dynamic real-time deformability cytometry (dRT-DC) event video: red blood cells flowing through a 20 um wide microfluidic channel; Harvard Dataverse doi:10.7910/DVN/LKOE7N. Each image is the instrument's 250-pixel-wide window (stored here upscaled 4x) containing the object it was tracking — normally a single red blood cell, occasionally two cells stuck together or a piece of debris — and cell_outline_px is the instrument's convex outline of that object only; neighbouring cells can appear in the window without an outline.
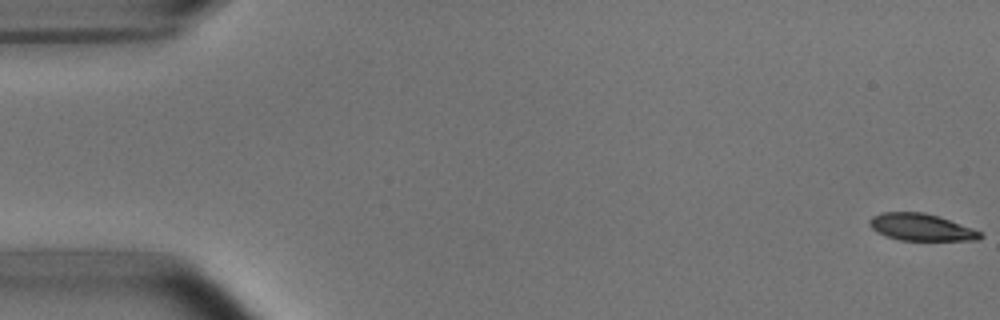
{"species": "common noctule bat (a hibernating species)", "species_latin": "Nyctalus noctula", "temperature_condition": "room temperature", "stored_images_in_passage": 12, "camera_frame_rate_fps": 3000, "um_per_image_px": 0.085, "animal": {"sex": "male", "body_mass_g": 15.6}, "frame": {"image": 1, "passage_image": 1, "time_ms": 0.0, "image_size_px": [1000, 320], "cell_outline_px": [[984, 236], [980, 240], [900, 240], [876, 232], [868, 224], [868, 220], [872, 216], [880, 212], [924, 212], [972, 228], [980, 232]], "centroid_in_image_um": [78.26, 19.31], "position_along_channel_um": 6.7, "area_um2": 17.28}}